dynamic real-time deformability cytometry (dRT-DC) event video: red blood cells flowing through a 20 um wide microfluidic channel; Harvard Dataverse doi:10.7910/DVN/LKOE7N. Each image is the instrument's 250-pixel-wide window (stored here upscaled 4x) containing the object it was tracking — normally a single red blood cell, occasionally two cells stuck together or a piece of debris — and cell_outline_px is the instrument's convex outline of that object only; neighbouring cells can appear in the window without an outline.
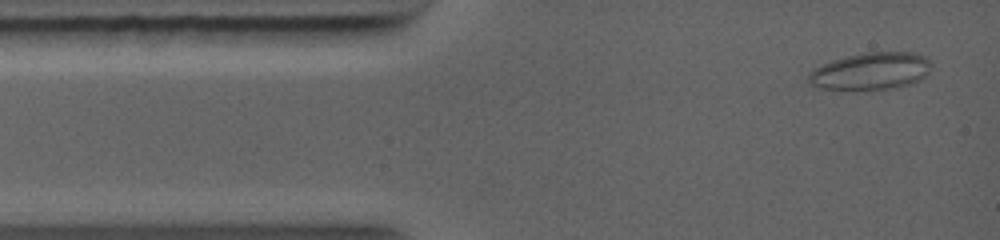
{"species": "common noctule bat (a hibernating species)", "species_latin": "Nyctalus noctula", "temperature_condition": "warm", "stored_images_in_passage": 33, "camera_frame_rate_fps": 5000, "um_per_image_px": 0.085, "animal": {"sex": "female", "body_mass_g": 19.0, "forearm_length_mm": 56.7}, "frame": {"image": 1, "passage_image": 1, "time_ms": 0.0, "image_size_px": [1000, 240], "cell_outline_px": [[932, 64], [924, 76], [908, 84], [888, 88], [856, 92], [824, 88], [808, 80], [808, 76], [816, 68], [832, 60], [864, 52], [916, 52], [924, 56]], "centroid_in_image_um": [74.03, 6.05], "position_along_channel_um": 11.0, "area_um2": 26.41}}
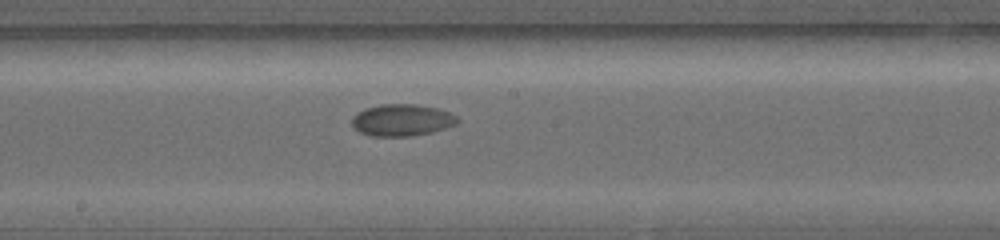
{"frame": {"image": 2, "passage_image": 15, "time_ms": 6.0, "image_size_px": [1000, 240], "cell_outline_px": [[460, 120], [456, 124], [432, 132], [412, 136], [372, 136], [360, 132], [352, 128], [352, 116], [356, 112], [364, 108], [380, 104], [416, 104], [436, 108], [448, 112], [456, 116]], "centroid_in_image_um": [34.12, 10.2], "position_along_channel_um": 214.1, "area_um2": 19.71}}
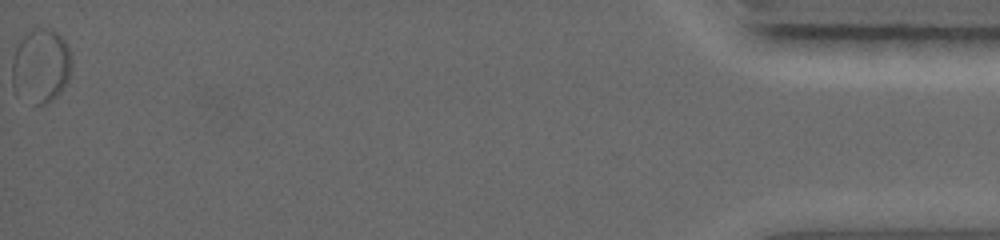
{"frame": {"image": 3, "passage_image": 33, "time_ms": 14.4, "image_size_px": [1000, 240], "cell_outline_px": [[72, 64], [68, 80], [60, 92], [52, 100], [44, 104], [36, 104], [12, 88], [12, 60], [16, 48], [20, 40], [36, 24], [52, 28], [64, 40], [68, 48], [72, 60]], "centroid_in_image_um": [3.48, 5.52], "position_along_channel_um": 431.7, "area_um2": 25.84}}